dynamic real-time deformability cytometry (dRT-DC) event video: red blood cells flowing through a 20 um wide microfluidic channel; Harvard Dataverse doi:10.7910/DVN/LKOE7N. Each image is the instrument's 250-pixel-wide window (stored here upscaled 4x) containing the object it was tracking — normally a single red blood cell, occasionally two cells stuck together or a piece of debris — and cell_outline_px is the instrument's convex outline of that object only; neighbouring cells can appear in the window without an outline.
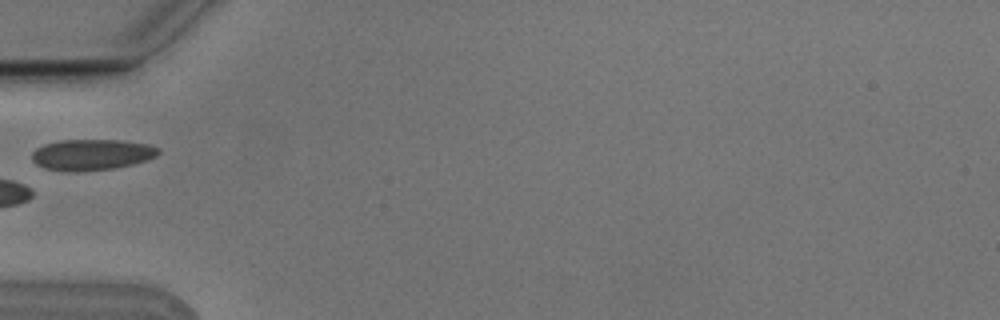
{"species": "Egyptian fruit bat (a non-hibernating species)", "species_latin": "Rousettus aegyptiacus", "temperature_condition": "cold", "stored_images_in_passage": 5, "camera_frame_rate_fps": 3000, "um_per_image_px": 0.085, "animal": {"sex": "male"}, "frame": {"image": 1, "passage_image": 4, "time_ms": 1.0, "image_size_px": [1000, 320], "cell_outline_px": [[160, 152], [156, 156], [132, 164], [112, 168], [84, 172], [64, 172], [44, 168], [36, 164], [32, 160], [32, 152], [36, 148], [44, 144], [60, 140], [120, 140], [148, 144], [160, 148]], "centroid_in_image_um": [7.75, 13.15], "position_along_channel_um": 77.2, "area_um2": 23.0}}